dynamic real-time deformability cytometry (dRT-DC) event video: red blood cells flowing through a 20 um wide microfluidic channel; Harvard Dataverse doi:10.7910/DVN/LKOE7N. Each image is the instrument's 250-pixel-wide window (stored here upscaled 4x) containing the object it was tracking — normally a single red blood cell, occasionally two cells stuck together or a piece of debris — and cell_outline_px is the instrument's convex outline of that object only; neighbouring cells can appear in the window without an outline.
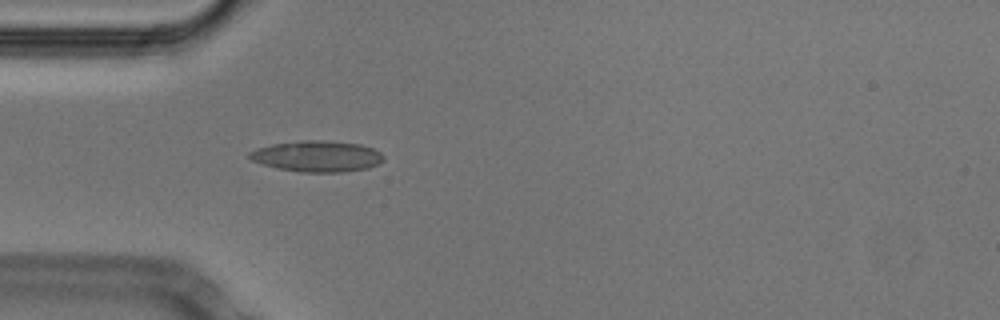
{"species": "Egyptian fruit bat (a non-hibernating species)", "species_latin": "Rousettus aegyptiacus", "temperature_condition": "cold", "stored_images_in_passage": 42, "camera_frame_rate_fps": 3000, "um_per_image_px": 0.085, "animal": {"sex": "male"}, "frame": {"image": 1, "passage_image": 7, "time_ms": 2.0, "image_size_px": [1000, 320], "cell_outline_px": [[384, 160], [368, 168], [340, 172], [300, 172], [276, 168], [260, 164], [252, 160], [248, 156], [248, 152], [256, 148], [272, 144], [304, 140], [320, 140], [360, 144], [372, 148], [380, 152], [384, 156]], "centroid_in_image_um": [26.92, 13.28], "position_along_channel_um": 58.1, "area_um2": 24.28}}
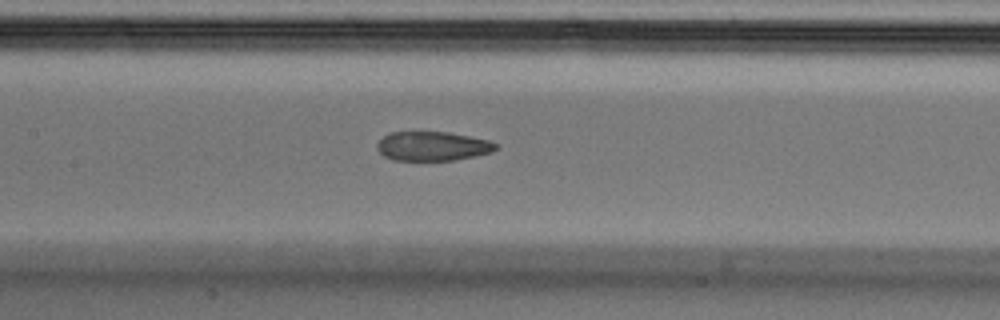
{"frame": {"image": 2, "passage_image": 16, "time_ms": 5.0, "image_size_px": [1000, 320], "cell_outline_px": [[500, 148], [492, 152], [476, 156], [456, 160], [392, 160], [384, 156], [376, 148], [376, 144], [388, 132], [448, 132], [488, 140], [500, 144]], "centroid_in_image_um": [36.8, 12.43], "position_along_channel_um": 170.6, "area_um2": 20.4}}
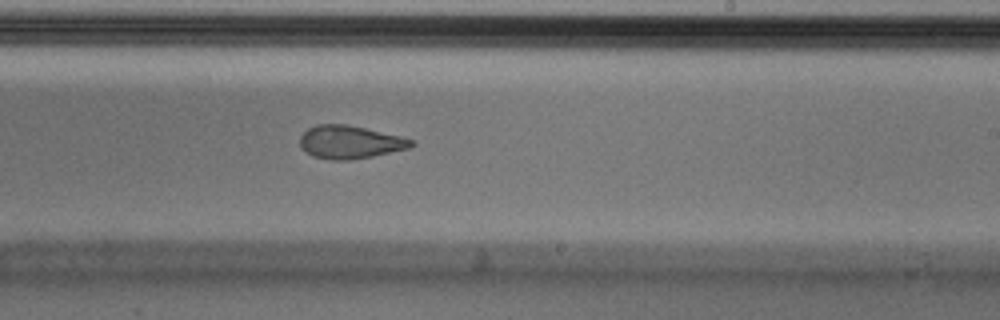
{"frame": {"image": 3, "passage_image": 23, "time_ms": 7.333, "image_size_px": [1000, 320], "cell_outline_px": [[416, 144], [408, 148], [372, 156], [348, 160], [332, 160], [312, 156], [300, 148], [300, 136], [308, 128], [316, 124], [348, 124], [400, 136], [416, 140]], "centroid_in_image_um": [29.73, 12.07], "position_along_channel_um": 259.3, "area_um2": 21.5}, "authors_computed_cell_mechanics": {"area_um2": 22.2241, "velocity_mm_per_s": 3.8123, "shape_relaxation_time_tau1_ms": null, "shape_relaxation_time_tau2_ms": 2.8601, "deformation_change_tau1": null, "deformation_change_tau2": 0.1002}}